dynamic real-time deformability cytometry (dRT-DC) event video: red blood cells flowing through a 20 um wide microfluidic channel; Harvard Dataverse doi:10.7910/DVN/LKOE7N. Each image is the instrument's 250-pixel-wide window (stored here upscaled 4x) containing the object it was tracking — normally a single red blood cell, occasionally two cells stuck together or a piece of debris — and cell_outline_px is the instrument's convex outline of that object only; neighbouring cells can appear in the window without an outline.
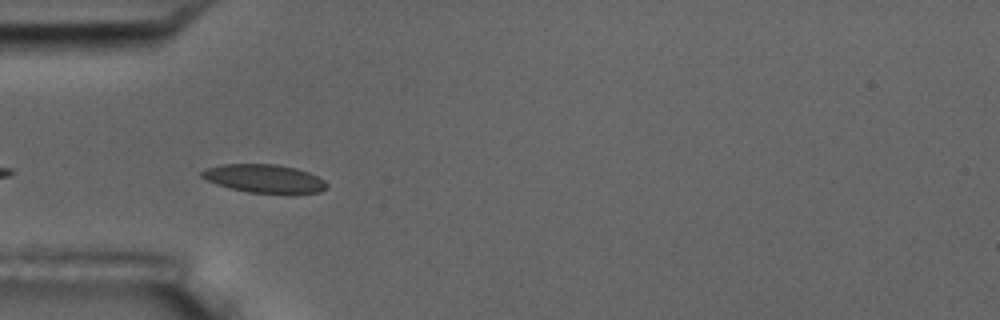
{"species": "common noctule bat (a hibernating species)", "species_latin": "Nyctalus noctula", "temperature_condition": "room temperature", "stored_images_in_passage": 6, "camera_frame_rate_fps": 3000, "um_per_image_px": 0.085, "animal": {"sex": "male", "body_mass_g": 17.5, "forearm_length_mm": 52.3}, "frame": {"image": 1, "passage_image": 3, "time_ms": 0.667, "image_size_px": [1000, 320], "cell_outline_px": [[328, 188], [320, 192], [288, 196], [248, 192], [216, 184], [200, 176], [200, 172], [208, 168], [220, 164], [276, 164], [296, 168], [308, 172], [324, 180], [328, 184]], "centroid_in_image_um": [22.54, 15.22], "position_along_channel_um": 62.5, "area_um2": 21.27}}